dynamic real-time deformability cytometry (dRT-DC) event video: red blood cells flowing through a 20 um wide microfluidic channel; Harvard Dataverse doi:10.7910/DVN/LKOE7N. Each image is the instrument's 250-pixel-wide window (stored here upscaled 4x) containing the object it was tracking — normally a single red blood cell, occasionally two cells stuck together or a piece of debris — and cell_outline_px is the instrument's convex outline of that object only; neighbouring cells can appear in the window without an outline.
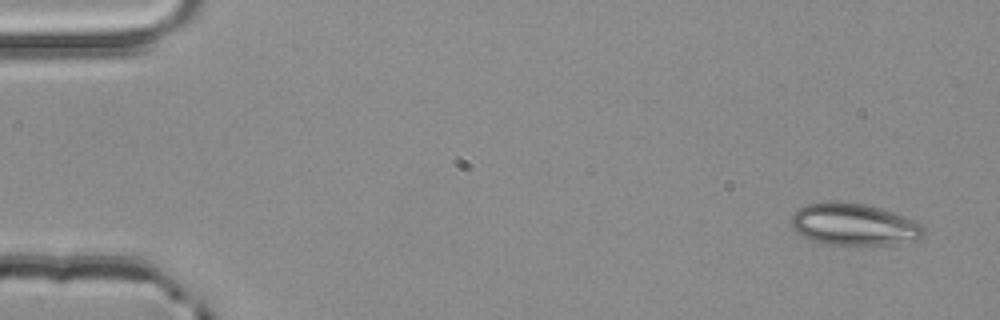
{"species": "common noctule bat (a hibernating species)", "species_latin": "Nyctalus noctula", "temperature_condition": "room temperature", "stored_images_in_passage": 3, "camera_frame_rate_fps": 3000, "um_per_image_px": 0.085, "animal": {"sex": "male", "body_mass_g": 20.4}, "frame": {"image": 1, "passage_image": 1, "time_ms": 0.0, "image_size_px": [1000, 320], "cell_outline_px": [[924, 232], [920, 240], [888, 244], [824, 244], [812, 240], [796, 232], [792, 228], [792, 216], [800, 208], [808, 204], [836, 200], [864, 204], [880, 208], [904, 216], [920, 224], [924, 228]], "centroid_in_image_um": [72.58, 19.07], "position_along_channel_um": 12.4, "area_um2": 32.08}}